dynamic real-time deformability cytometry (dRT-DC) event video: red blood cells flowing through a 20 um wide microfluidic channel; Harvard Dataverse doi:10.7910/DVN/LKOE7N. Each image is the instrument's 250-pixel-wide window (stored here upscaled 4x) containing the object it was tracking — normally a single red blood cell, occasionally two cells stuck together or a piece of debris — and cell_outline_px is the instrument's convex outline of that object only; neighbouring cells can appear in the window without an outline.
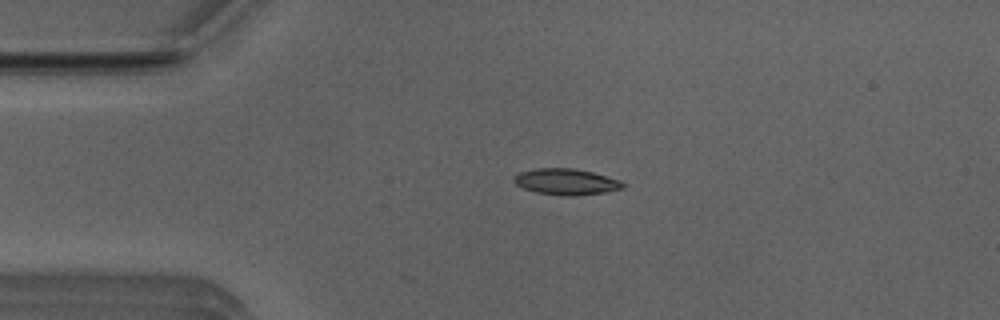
{"species": "Egyptian fruit bat (a non-hibernating species)", "species_latin": "Rousettus aegyptiacus", "temperature_condition": "room temperature", "stored_images_in_passage": 42, "camera_frame_rate_fps": 3000, "um_per_image_px": 0.085, "animal": {"sex": "male"}, "frame": {"image": 1, "passage_image": 1, "time_ms": 0.0, "image_size_px": [1000, 320], "cell_outline_px": [[628, 184], [624, 188], [604, 192], [572, 196], [564, 196], [536, 192], [524, 188], [516, 184], [512, 180], [512, 176], [520, 172], [536, 168], [572, 168], [592, 172], [620, 180]], "centroid_in_image_um": [48.12, 15.44], "position_along_channel_um": 36.9, "area_um2": 16.65}}
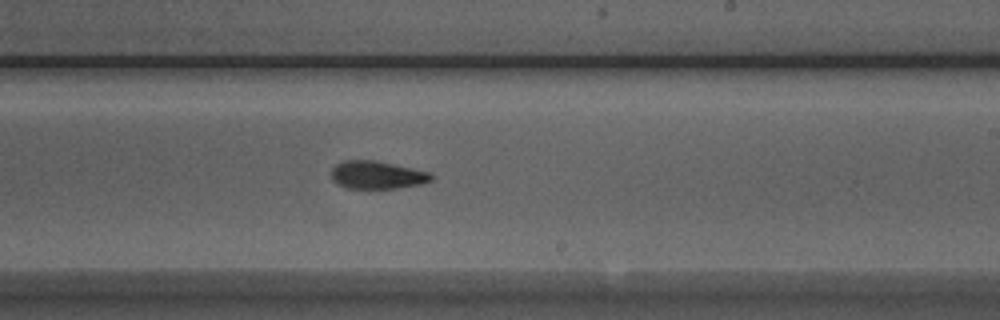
{"frame": {"image": 2, "passage_image": 20, "time_ms": 6.333, "image_size_px": [1000, 320], "cell_outline_px": [[432, 180], [424, 184], [396, 188], [348, 188], [336, 184], [332, 180], [332, 168], [336, 164], [344, 160], [376, 160], [428, 172], [432, 176]], "centroid_in_image_um": [32.03, 14.87], "position_along_channel_um": 257.0, "area_um2": 16.18}}
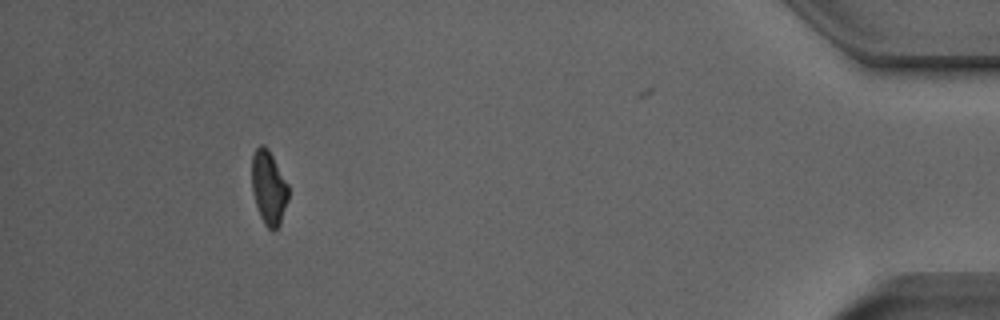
{"frame": {"image": 3, "passage_image": 37, "time_ms": 12.0, "image_size_px": [1000, 320], "cell_outline_px": [[288, 200], [280, 224], [272, 232], [264, 224], [260, 216], [252, 192], [252, 156], [256, 148], [260, 144], [264, 144], [268, 148], [288, 184]], "centroid_in_image_um": [22.84, 15.95], "position_along_channel_um": 412.4, "area_um2": 15.78}, "authors_computed_cell_mechanics": {"area_um2": 16.5308, "velocity_mm_per_s": 3.9573, "shape_relaxation_time_tau1_ms": 5.9636, "shape_relaxation_time_tau2_ms": 2.7303, "deformation_change_tau1": 0.1755, "deformation_change_tau2": 0.0925}}